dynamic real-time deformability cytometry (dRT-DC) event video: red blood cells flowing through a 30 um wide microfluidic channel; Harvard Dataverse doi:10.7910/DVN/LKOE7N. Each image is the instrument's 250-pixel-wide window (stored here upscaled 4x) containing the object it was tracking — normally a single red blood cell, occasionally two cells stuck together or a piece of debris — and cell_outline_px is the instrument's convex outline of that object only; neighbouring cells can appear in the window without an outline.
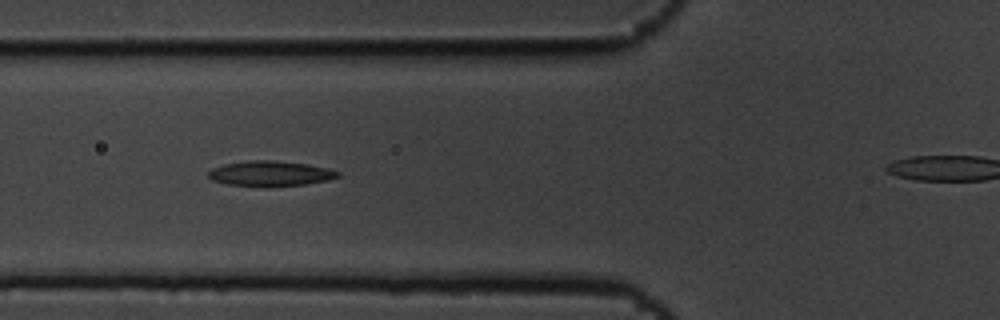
{"species": "common noctule bat (a hibernating species)", "species_latin": "Nyctalus noctula", "temperature_condition": "cold", "stored_images_in_passage": 13, "camera_frame_rate_fps": 3000, "um_per_image_px": 0.085, "animal": {"sex": "male", "body_mass_g": 19.5, "forearm_length_mm": 54.6}, "frame": {"image": 1, "passage_image": 6, "time_ms": 1.667, "image_size_px": [1000, 320], "cell_outline_px": [[340, 176], [328, 180], [304, 184], [272, 188], [264, 188], [228, 184], [212, 180], [208, 176], [208, 172], [212, 168], [224, 164], [248, 160], [272, 160], [308, 164], [328, 168], [340, 172]], "centroid_in_image_um": [22.97, 14.77], "position_along_channel_um": 102.8, "area_um2": 19.42}}
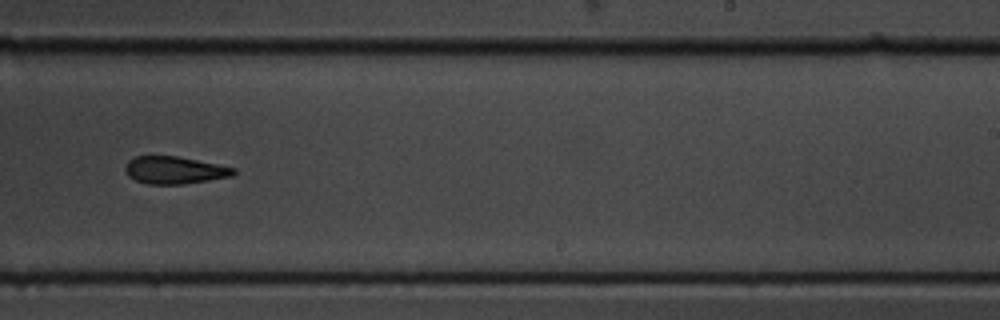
{"frame": {"image": 2, "passage_image": 10, "time_ms": 3.0, "image_size_px": [1000, 320], "cell_outline_px": [[236, 172], [232, 176], [184, 184], [148, 184], [136, 180], [128, 176], [124, 168], [128, 160], [136, 156], [176, 156], [236, 168]], "centroid_in_image_um": [14.81, 14.46], "position_along_channel_um": 274.2, "area_um2": 17.17}}
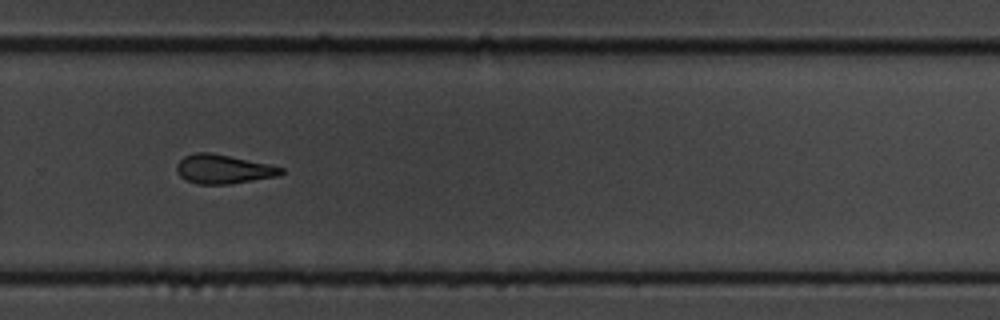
{"frame": {"image": 3, "passage_image": 11, "time_ms": 3.333, "image_size_px": [1000, 320], "cell_outline_px": [[284, 172], [280, 176], [232, 184], [196, 184], [184, 180], [176, 172], [176, 164], [184, 156], [196, 152], [208, 152], [268, 164], [284, 168]], "centroid_in_image_um": [18.96, 14.39], "position_along_channel_um": 310.8, "area_um2": 17.8}}